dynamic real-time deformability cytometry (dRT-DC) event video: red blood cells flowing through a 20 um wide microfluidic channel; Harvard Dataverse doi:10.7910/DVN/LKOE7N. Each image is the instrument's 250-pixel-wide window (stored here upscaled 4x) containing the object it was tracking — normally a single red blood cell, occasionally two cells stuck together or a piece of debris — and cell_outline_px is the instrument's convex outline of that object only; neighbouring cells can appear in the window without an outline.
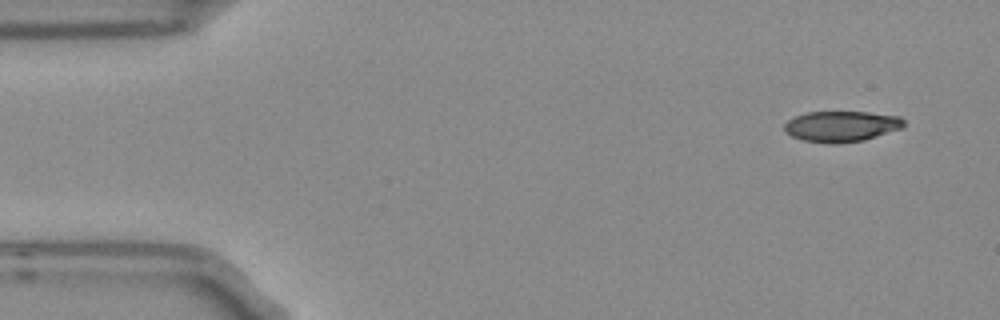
{"species": "Egyptian fruit bat (a non-hibernating species)", "species_latin": "Rousettus aegyptiacus", "temperature_condition": "room temperature", "stored_images_in_passage": 4, "camera_frame_rate_fps": 3000, "um_per_image_px": 0.085, "frame": {"image": 1, "passage_image": 1, "time_ms": 0.0, "image_size_px": [1000, 320], "cell_outline_px": [[904, 128], [864, 140], [840, 144], [828, 144], [804, 140], [792, 136], [784, 132], [784, 124], [788, 120], [796, 116], [808, 112], [868, 112], [900, 116], [904, 120]], "centroid_in_image_um": [71.54, 10.75], "position_along_channel_um": 13.5, "area_um2": 21.62}}
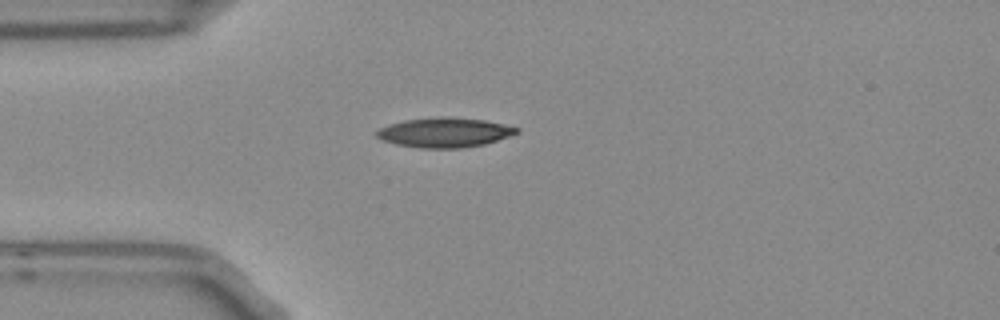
{"frame": {"image": 2, "passage_image": 4, "time_ms": 1.0, "image_size_px": [1000, 320], "cell_outline_px": [[520, 132], [484, 144], [460, 148], [420, 148], [396, 144], [380, 140], [376, 136], [376, 132], [380, 128], [388, 124], [404, 120], [444, 116], [484, 120], [504, 124], [520, 128]], "centroid_in_image_um": [37.76, 11.26], "position_along_channel_um": 47.2, "area_um2": 24.16}}